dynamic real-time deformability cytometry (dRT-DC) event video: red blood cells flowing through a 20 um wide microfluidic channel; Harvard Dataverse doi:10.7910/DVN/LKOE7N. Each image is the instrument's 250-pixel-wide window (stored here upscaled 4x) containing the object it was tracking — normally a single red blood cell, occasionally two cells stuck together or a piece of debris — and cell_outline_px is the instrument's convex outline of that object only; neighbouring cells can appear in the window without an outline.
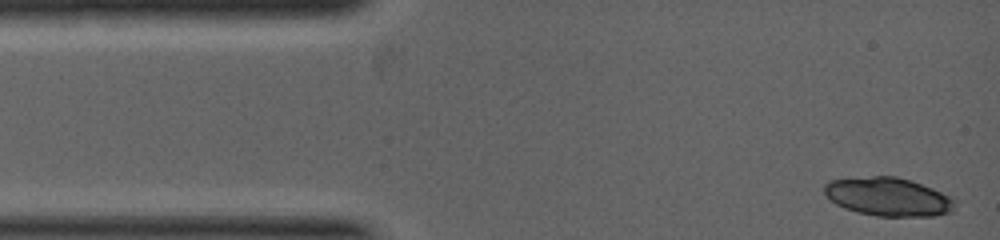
{"species": "common noctule bat (a hibernating species)", "species_latin": "Nyctalus noctula", "temperature_condition": "warm", "stored_images_in_passage": 3, "camera_frame_rate_fps": 5000, "um_per_image_px": 0.085, "animal": {"sex": "female", "body_mass_g": 19.0, "forearm_length_mm": 53.3}, "frame": {"image": 1, "passage_image": 1, "time_ms": 0.0, "image_size_px": [1000, 240], "cell_outline_px": [[956, 204], [952, 212], [932, 216], [876, 216], [844, 208], [836, 204], [824, 192], [824, 184], [828, 180], [872, 176], [896, 176], [912, 180], [952, 196], [956, 200]], "centroid_in_image_um": [75.54, 16.72], "position_along_channel_um": 9.5, "area_um2": 29.42}}